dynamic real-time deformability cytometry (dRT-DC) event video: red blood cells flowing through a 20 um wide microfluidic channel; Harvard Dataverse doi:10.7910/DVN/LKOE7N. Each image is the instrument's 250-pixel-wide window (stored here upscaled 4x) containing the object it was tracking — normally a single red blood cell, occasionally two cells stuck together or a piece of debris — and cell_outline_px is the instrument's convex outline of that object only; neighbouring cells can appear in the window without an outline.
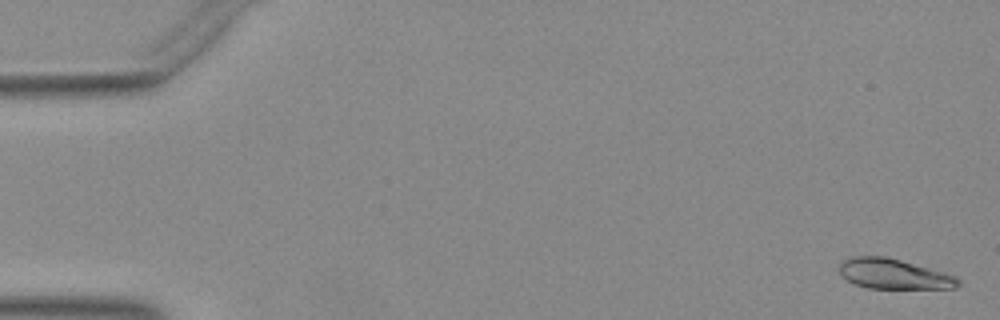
{"species": "Egyptian fruit bat (a non-hibernating species)", "species_latin": "Rousettus aegyptiacus", "temperature_condition": "warm", "stored_images_in_passage": 52, "camera_frame_rate_fps": 3000, "um_per_image_px": 0.085, "animal": {"sex": "female"}, "frame": {"image": 1, "passage_image": 2, "time_ms": 0.333, "image_size_px": [1000, 320], "cell_outline_px": [[960, 284], [956, 288], [868, 288], [856, 284], [848, 280], [840, 272], [840, 264], [844, 260], [852, 256], [884, 256], [900, 260], [944, 272], [956, 276], [960, 280]], "centroid_in_image_um": [76.0, 23.28], "position_along_channel_um": 9.0, "area_um2": 20.58}}
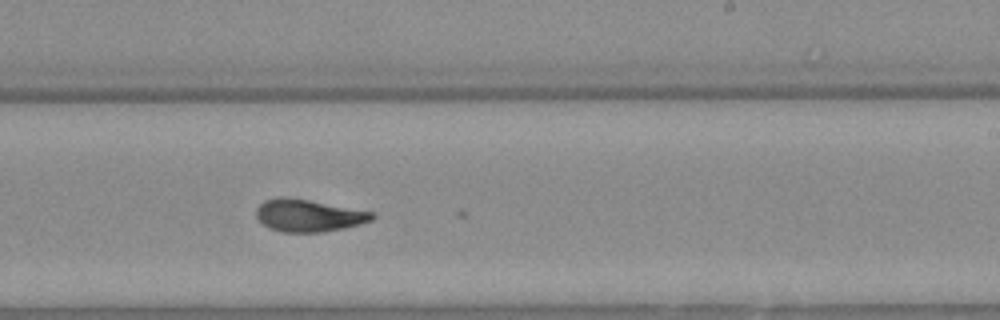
{"frame": {"image": 2, "passage_image": 32, "time_ms": 10.333, "image_size_px": [1000, 320], "cell_outline_px": [[376, 216], [372, 220], [360, 224], [344, 228], [320, 232], [284, 232], [268, 228], [256, 216], [256, 208], [264, 200], [280, 196], [308, 200], [372, 212]], "centroid_in_image_um": [26.19, 18.32], "position_along_channel_um": 262.8, "area_um2": 21.56}}
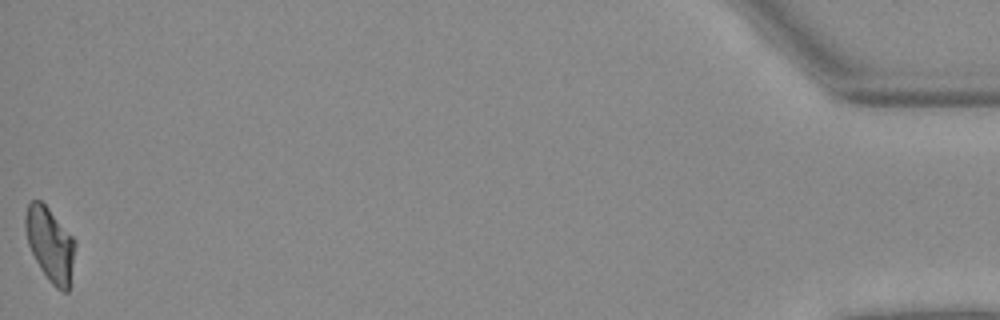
{"frame": {"image": 3, "passage_image": 52, "time_ms": 17.0, "image_size_px": [1000, 320], "cell_outline_px": [[76, 244], [68, 292], [60, 292], [48, 280], [40, 268], [28, 244], [24, 228], [24, 216], [28, 204], [32, 200], [40, 200], [48, 208], [72, 236]], "centroid_in_image_um": [4.24, 20.78], "position_along_channel_um": 431.0, "area_um2": 21.33}}